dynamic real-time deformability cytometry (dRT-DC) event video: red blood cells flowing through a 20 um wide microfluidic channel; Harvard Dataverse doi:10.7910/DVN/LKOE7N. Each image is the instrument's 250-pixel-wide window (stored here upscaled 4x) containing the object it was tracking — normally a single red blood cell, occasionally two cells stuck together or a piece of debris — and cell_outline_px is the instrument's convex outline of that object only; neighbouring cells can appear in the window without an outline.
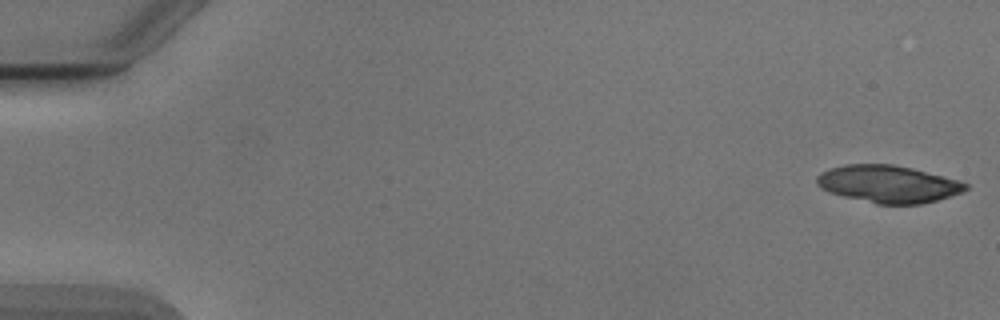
{"species": "Egyptian fruit bat (a non-hibernating species)", "species_latin": "Rousettus aegyptiacus", "temperature_condition": "cold", "stored_images_in_passage": 9, "camera_frame_rate_fps": 3000, "um_per_image_px": 0.085, "animal": {"sex": "male"}, "frame": {"image": 1, "passage_image": 1, "time_ms": 0.0, "image_size_px": [1000, 320], "cell_outline_px": [[968, 188], [964, 192], [936, 200], [920, 204], [876, 204], [828, 192], [820, 188], [816, 184], [816, 176], [820, 172], [844, 164], [892, 164], [912, 168], [960, 180], [968, 184]], "centroid_in_image_um": [75.49, 15.64], "position_along_channel_um": 9.5, "area_um2": 32.48}}